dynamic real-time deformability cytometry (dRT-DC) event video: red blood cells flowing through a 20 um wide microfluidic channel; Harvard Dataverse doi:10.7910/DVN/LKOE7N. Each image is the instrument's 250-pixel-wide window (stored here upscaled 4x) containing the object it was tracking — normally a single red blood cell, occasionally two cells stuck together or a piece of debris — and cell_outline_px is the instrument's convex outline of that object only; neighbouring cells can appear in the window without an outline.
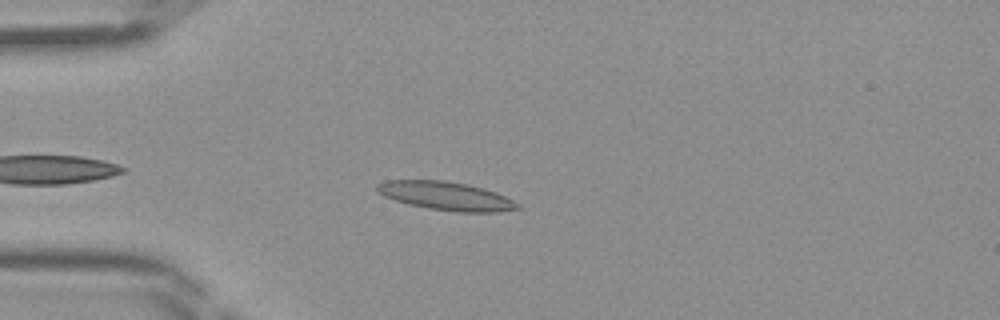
{"species": "Egyptian fruit bat (a non-hibernating species)", "species_latin": "Rousettus aegyptiacus", "temperature_condition": "room temperature", "stored_images_in_passage": 38, "camera_frame_rate_fps": 3000, "um_per_image_px": 0.085, "frame": {"image": 1, "passage_image": 5, "time_ms": 1.333, "image_size_px": [1000, 320], "cell_outline_px": [[524, 208], [500, 212], [456, 212], [428, 208], [408, 204], [384, 196], [376, 192], [376, 184], [384, 180], [444, 180], [468, 184], [484, 188], [496, 192], [520, 204]], "centroid_in_image_um": [37.93, 16.65], "position_along_channel_um": 47.1, "area_um2": 23.58}}
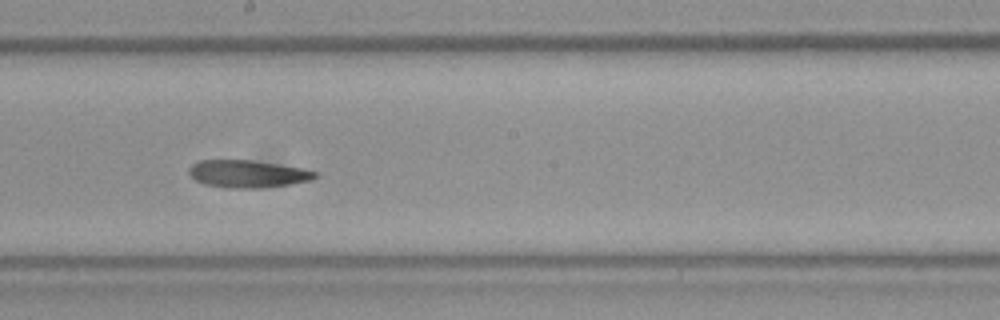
{"frame": {"image": 2, "passage_image": 18, "time_ms": 5.667, "image_size_px": [1000, 320], "cell_outline_px": [[316, 176], [312, 180], [288, 184], [260, 188], [224, 188], [204, 184], [196, 180], [188, 172], [188, 168], [192, 164], [200, 160], [252, 160], [304, 168], [316, 172]], "centroid_in_image_um": [21.03, 14.77], "position_along_channel_um": 227.2, "area_um2": 20.17}}
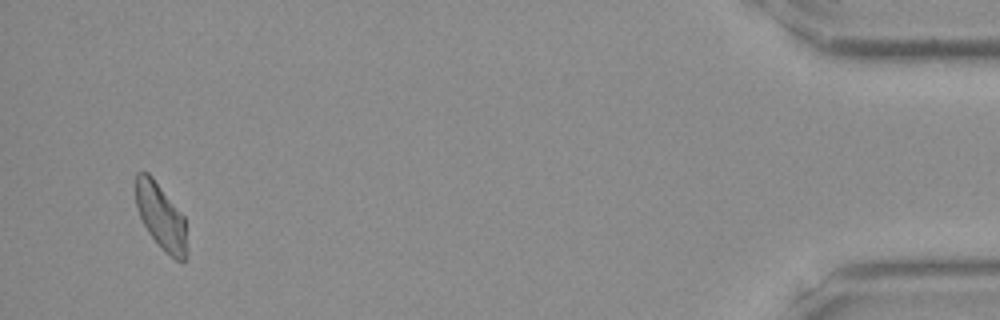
{"frame": {"image": 3, "passage_image": 36, "time_ms": 11.667, "image_size_px": [1000, 320], "cell_outline_px": [[188, 252], [184, 260], [176, 260], [164, 252], [160, 248], [148, 232], [136, 208], [136, 172], [148, 172], [152, 176], [184, 216]], "centroid_in_image_um": [13.69, 18.43], "position_along_channel_um": 421.5, "area_um2": 19.71}}